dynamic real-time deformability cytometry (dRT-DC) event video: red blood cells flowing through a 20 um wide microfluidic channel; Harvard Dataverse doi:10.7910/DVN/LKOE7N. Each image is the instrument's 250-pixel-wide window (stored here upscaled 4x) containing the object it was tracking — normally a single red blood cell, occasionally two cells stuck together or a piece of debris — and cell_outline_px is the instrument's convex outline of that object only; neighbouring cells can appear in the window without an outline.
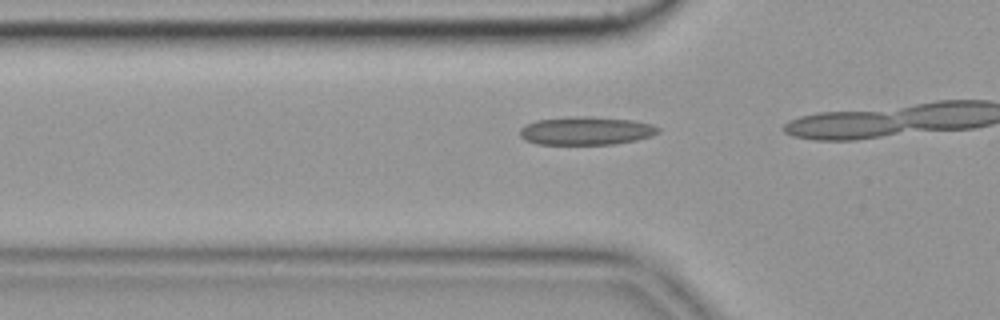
{"species": "common noctule bat (a hibernating species)", "species_latin": "Nyctalus noctula", "temperature_condition": "cold", "stored_images_in_passage": 9, "camera_frame_rate_fps": 3000, "um_per_image_px": 0.085, "animal": {"sex": "female", "body_mass_g": 19.9}, "frame": {"image": 1, "passage_image": 7, "time_ms": 2.0, "image_size_px": [1000, 320], "cell_outline_px": [[660, 132], [652, 136], [636, 140], [612, 144], [536, 144], [524, 140], [520, 136], [520, 128], [536, 120], [568, 116], [588, 116], [632, 120], [652, 124], [660, 128]], "centroid_in_image_um": [49.82, 11.11], "position_along_channel_um": 76.0, "area_um2": 22.89}}